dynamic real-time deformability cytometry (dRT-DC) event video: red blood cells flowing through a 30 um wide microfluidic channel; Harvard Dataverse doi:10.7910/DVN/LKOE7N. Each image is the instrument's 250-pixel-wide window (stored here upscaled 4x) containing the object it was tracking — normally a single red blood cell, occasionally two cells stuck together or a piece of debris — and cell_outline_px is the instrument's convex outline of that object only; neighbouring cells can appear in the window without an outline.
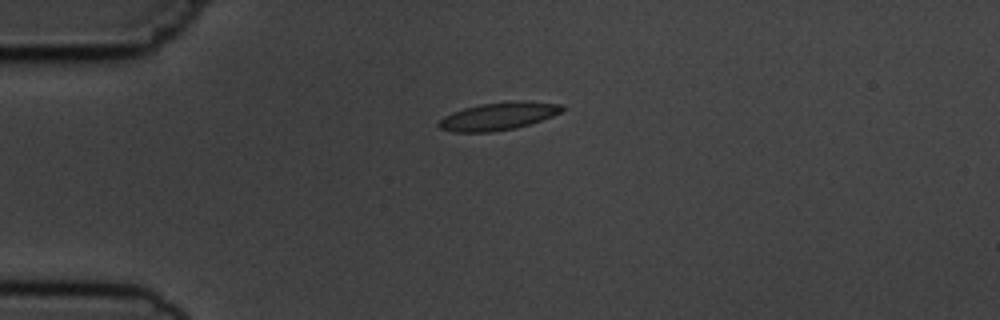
{"species": "common noctule bat (a hibernating species)", "species_latin": "Nyctalus noctula", "temperature_condition": "cold", "stored_images_in_passage": 4, "camera_frame_rate_fps": 3000, "um_per_image_px": 0.085, "animal": {"sex": "male", "body_mass_g": 19.5, "forearm_length_mm": 54.6}, "frame": {"image": 1, "passage_image": 1, "time_ms": 0.0, "image_size_px": [1000, 320], "cell_outline_px": [[564, 108], [560, 112], [552, 116], [516, 128], [492, 132], [452, 132], [440, 128], [436, 124], [444, 116], [452, 112], [464, 108], [480, 104], [520, 100], [524, 100], [560, 104]], "centroid_in_image_um": [42.32, 9.87], "position_along_channel_um": 42.7, "area_um2": 19.83}}
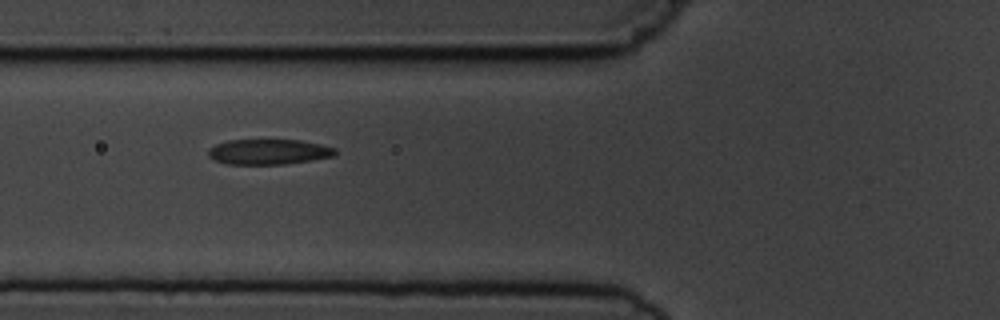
{"frame": {"image": 2, "passage_image": 3, "time_ms": 2.333, "image_size_px": [1000, 320], "cell_outline_px": [[336, 156], [312, 160], [284, 164], [228, 164], [216, 160], [208, 156], [208, 148], [216, 144], [228, 140], [300, 140], [320, 144], [336, 148]], "centroid_in_image_um": [22.85, 12.9], "position_along_channel_um": 102.9, "area_um2": 18.73}}
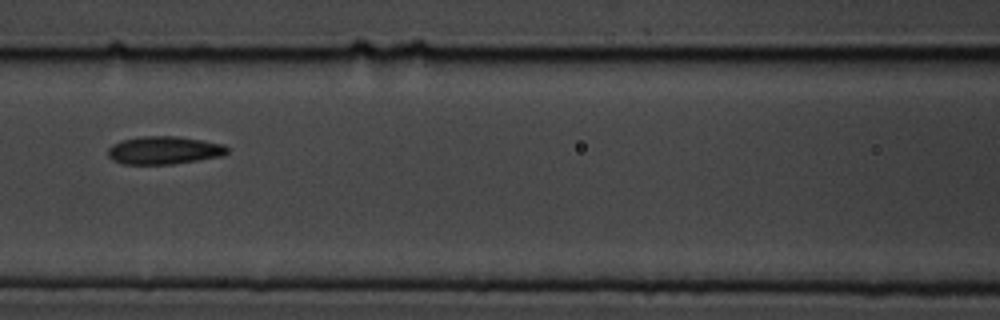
{"frame": {"image": 3, "passage_image": 4, "time_ms": 3.667, "image_size_px": [1000, 320], "cell_outline_px": [[228, 152], [224, 156], [172, 164], [124, 164], [112, 160], [108, 156], [108, 148], [112, 144], [120, 140], [140, 136], [180, 136], [204, 140], [224, 144], [228, 148]], "centroid_in_image_um": [13.95, 12.76], "position_along_channel_um": 152.6, "area_um2": 19.71}}